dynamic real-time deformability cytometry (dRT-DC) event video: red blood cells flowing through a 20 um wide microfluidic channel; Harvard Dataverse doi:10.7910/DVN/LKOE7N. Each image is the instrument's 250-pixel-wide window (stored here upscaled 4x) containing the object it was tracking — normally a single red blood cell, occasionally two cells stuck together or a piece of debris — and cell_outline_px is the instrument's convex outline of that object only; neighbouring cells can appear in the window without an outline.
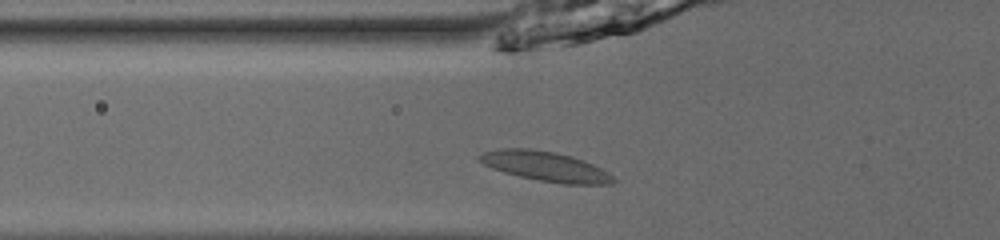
{"species": "common noctule bat (a hibernating species)", "species_latin": "Nyctalus noctula", "temperature_condition": "room temperature", "stored_images_in_passage": 34, "camera_frame_rate_fps": 3000, "um_per_image_px": 0.085, "animal": {"sex": "male", "body_mass_g": 13.0, "forearm_length_mm": 53.1}, "frame": {"image": 1, "passage_image": 2, "time_ms": 0.333, "image_size_px": [1000, 240], "cell_outline_px": [[616, 180], [612, 184], [564, 184], [540, 180], [520, 176], [504, 172], [492, 168], [484, 164], [476, 156], [484, 152], [496, 148], [528, 148], [556, 152], [572, 156], [584, 160], [608, 172]], "centroid_in_image_um": [46.36, 14.13], "position_along_channel_um": 79.4, "area_um2": 23.12}}
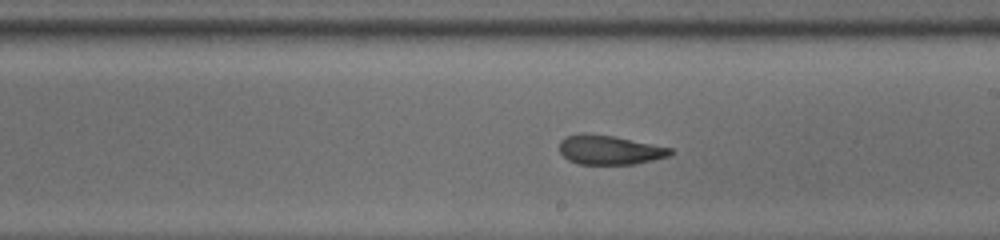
{"frame": {"image": 2, "passage_image": 14, "time_ms": 4.333, "image_size_px": [1000, 240], "cell_outline_px": [[676, 152], [668, 156], [636, 164], [580, 164], [568, 160], [560, 152], [560, 140], [564, 136], [580, 132], [584, 132], [612, 136], [672, 148]], "centroid_in_image_um": [51.79, 12.73], "position_along_channel_um": 237.2, "area_um2": 19.02}}
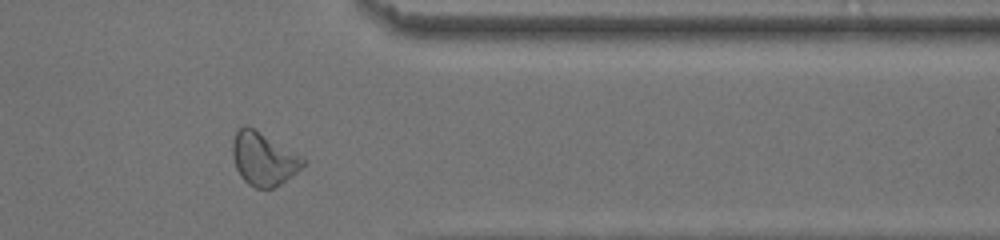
{"frame": {"image": 3, "passage_image": 26, "time_ms": 8.333, "image_size_px": [1000, 240], "cell_outline_px": [[308, 160], [296, 172], [280, 184], [272, 188], [256, 188], [248, 184], [240, 176], [236, 168], [232, 152], [232, 144], [236, 132], [240, 128], [256, 128], [304, 156]], "centroid_in_image_um": [22.43, 13.5], "position_along_channel_um": 389.0, "area_um2": 21.85}, "authors_computed_cell_mechanics": {"area_um2": 20.2878, "velocity_mm_per_s": 3.9064, "shape_relaxation_time_tau1_ms": null, "shape_relaxation_time_tau2_ms": 2.1667, "deformation_change_tau1": null, "deformation_change_tau2": 0.0608}}